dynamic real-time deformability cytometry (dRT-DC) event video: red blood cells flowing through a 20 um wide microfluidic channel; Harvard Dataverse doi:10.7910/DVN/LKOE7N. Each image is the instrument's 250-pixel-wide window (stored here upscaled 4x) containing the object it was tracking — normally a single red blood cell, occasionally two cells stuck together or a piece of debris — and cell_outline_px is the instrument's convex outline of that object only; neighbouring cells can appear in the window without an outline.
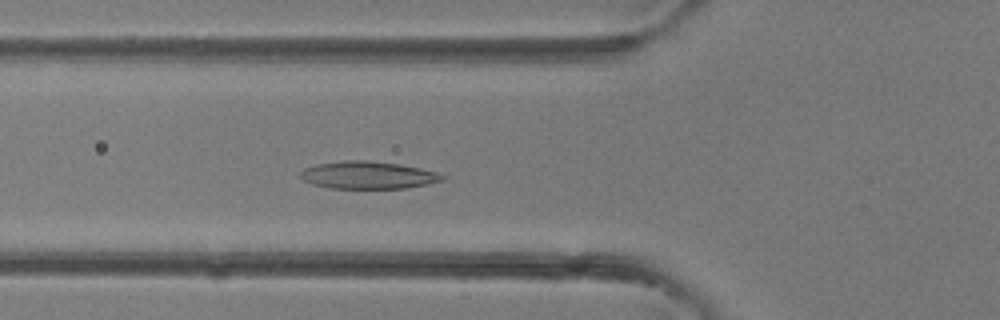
{"species": "common noctule bat (a hibernating species)", "species_latin": "Nyctalus noctula", "temperature_condition": "room temperature", "stored_images_in_passage": 40, "camera_frame_rate_fps": 3000, "um_per_image_px": 0.085, "animal": {"sex": "female"}, "frame": {"image": 1, "passage_image": 15, "time_ms": 4.667, "image_size_px": [1000, 320], "cell_outline_px": [[444, 180], [428, 184], [404, 188], [328, 188], [312, 184], [304, 180], [300, 176], [300, 172], [304, 168], [316, 164], [344, 160], [368, 160], [400, 164], [420, 168], [436, 172], [444, 176]], "centroid_in_image_um": [31.26, 14.88], "position_along_channel_um": 94.5, "area_um2": 22.72}}
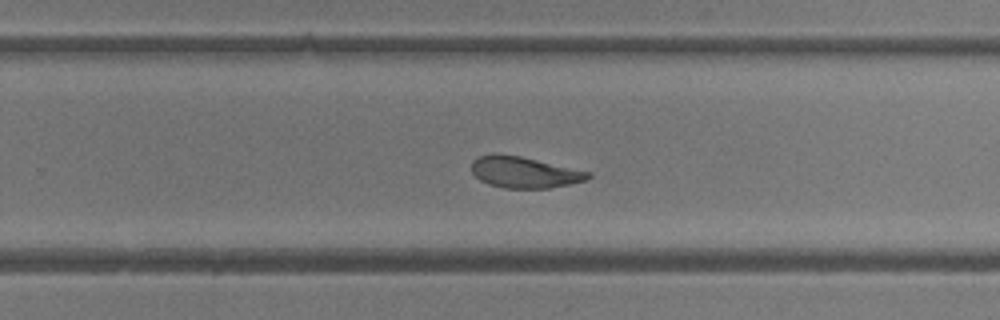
{"frame": {"image": 2, "passage_image": 26, "time_ms": 8.333, "image_size_px": [1000, 320], "cell_outline_px": [[592, 176], [588, 180], [548, 188], [504, 188], [488, 184], [480, 180], [472, 172], [472, 160], [480, 156], [496, 152], [520, 156], [592, 172]], "centroid_in_image_um": [44.57, 14.63], "position_along_channel_um": 285.2, "area_um2": 21.33}}
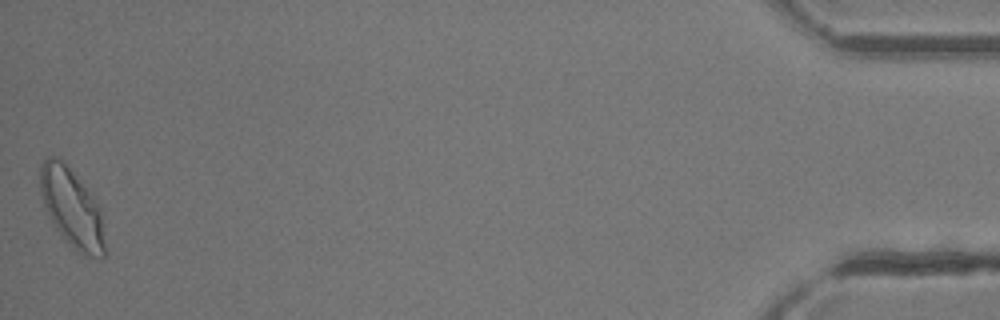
{"frame": {"image": 3, "passage_image": 40, "time_ms": 13.0, "image_size_px": [1000, 320], "cell_outline_px": [[104, 256], [84, 256], [56, 228], [44, 204], [40, 192], [40, 164], [48, 156], [60, 156], [104, 208]], "centroid_in_image_um": [6.15, 17.59], "position_along_channel_um": 429.0, "area_um2": 29.77}}